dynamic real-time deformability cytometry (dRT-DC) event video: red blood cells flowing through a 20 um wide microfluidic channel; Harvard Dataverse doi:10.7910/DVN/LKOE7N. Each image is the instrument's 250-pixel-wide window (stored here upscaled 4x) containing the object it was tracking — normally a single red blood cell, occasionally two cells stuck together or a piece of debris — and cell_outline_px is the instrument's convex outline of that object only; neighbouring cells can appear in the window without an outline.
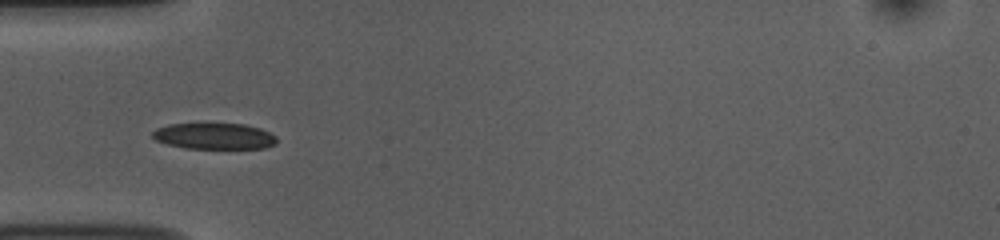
{"species": "common noctule bat (a hibernating species)", "species_latin": "Nyctalus noctula", "temperature_condition": "room temperature", "stored_images_in_passage": 40, "camera_frame_rate_fps": 3000, "um_per_image_px": 0.085, "animal": {"sex": "female", "body_mass_g": 10.0, "forearm_length_mm": 53.1}, "frame": {"image": 1, "passage_image": 3, "time_ms": 0.667, "image_size_px": [1000, 240], "cell_outline_px": [[276, 144], [264, 148], [188, 148], [168, 144], [156, 140], [152, 136], [152, 132], [156, 128], [168, 124], [244, 124], [260, 128], [276, 136]], "centroid_in_image_um": [18.21, 11.57], "position_along_channel_um": 66.8, "area_um2": 18.73}}
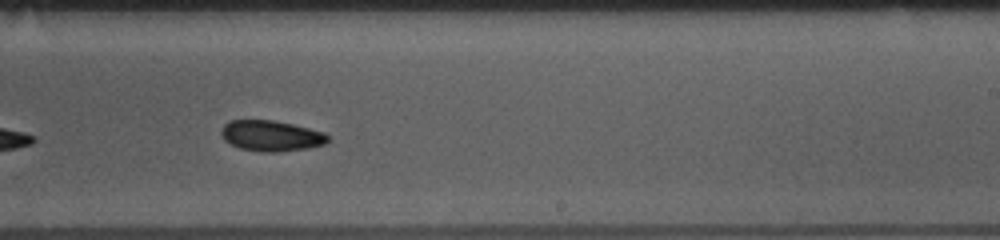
{"frame": {"image": 2, "passage_image": 19, "time_ms": 6.0, "image_size_px": [1000, 240], "cell_outline_px": [[328, 140], [324, 144], [308, 148], [280, 152], [260, 152], [240, 148], [224, 140], [220, 132], [220, 128], [228, 120], [272, 120], [292, 124], [324, 132], [328, 136]], "centroid_in_image_um": [23.01, 11.54], "position_along_channel_um": 266.0, "area_um2": 19.13}}
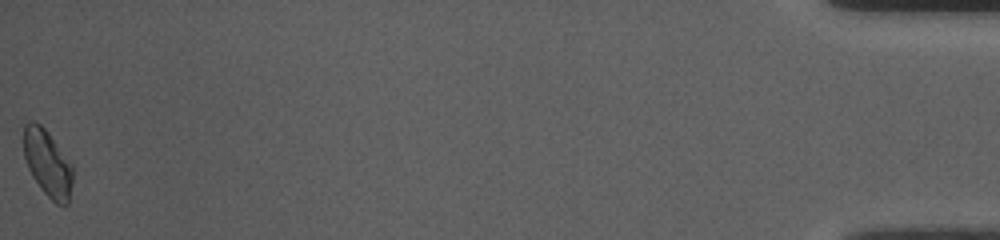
{"frame": {"image": 3, "passage_image": 40, "time_ms": 13.0, "image_size_px": [1000, 240], "cell_outline_px": [[72, 184], [68, 204], [56, 204], [44, 192], [32, 176], [28, 168], [24, 156], [24, 124], [28, 120], [32, 120], [40, 124], [48, 132], [72, 164]], "centroid_in_image_um": [4.04, 13.86], "position_along_channel_um": 431.2, "area_um2": 18.96}, "authors_computed_cell_mechanics": {"area_um2": 19.0451, "velocity_mm_per_s": 3.7371, "shape_relaxation_time_tau1_ms": 4.2539, "shape_relaxation_time_tau2_ms": 6.7541, "deformation_change_tau1": 0.0874, "deformation_change_tau2": 0.0954}}